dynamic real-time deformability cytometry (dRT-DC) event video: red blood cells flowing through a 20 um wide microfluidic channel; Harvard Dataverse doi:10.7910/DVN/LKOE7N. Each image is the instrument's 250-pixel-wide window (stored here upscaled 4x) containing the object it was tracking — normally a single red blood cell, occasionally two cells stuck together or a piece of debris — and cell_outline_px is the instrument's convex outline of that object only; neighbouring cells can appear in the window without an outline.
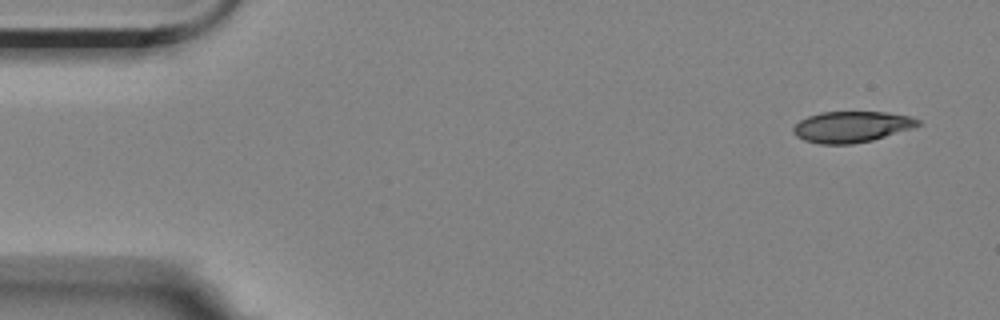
{"species": "Egyptian fruit bat (a non-hibernating species)", "species_latin": "Rousettus aegyptiacus", "temperature_condition": "room temperature", "stored_images_in_passage": 4, "camera_frame_rate_fps": 3000, "um_per_image_px": 0.085, "animal": {"sex": "female"}, "frame": {"image": 1, "passage_image": 1, "time_ms": 0.0, "image_size_px": [1000, 320], "cell_outline_px": [[924, 124], [912, 128], [872, 140], [852, 144], [820, 144], [804, 140], [796, 136], [792, 132], [792, 128], [800, 120], [808, 116], [820, 112], [888, 112], [912, 116], [920, 120]], "centroid_in_image_um": [72.4, 10.77], "position_along_channel_um": 12.6, "area_um2": 22.72}}